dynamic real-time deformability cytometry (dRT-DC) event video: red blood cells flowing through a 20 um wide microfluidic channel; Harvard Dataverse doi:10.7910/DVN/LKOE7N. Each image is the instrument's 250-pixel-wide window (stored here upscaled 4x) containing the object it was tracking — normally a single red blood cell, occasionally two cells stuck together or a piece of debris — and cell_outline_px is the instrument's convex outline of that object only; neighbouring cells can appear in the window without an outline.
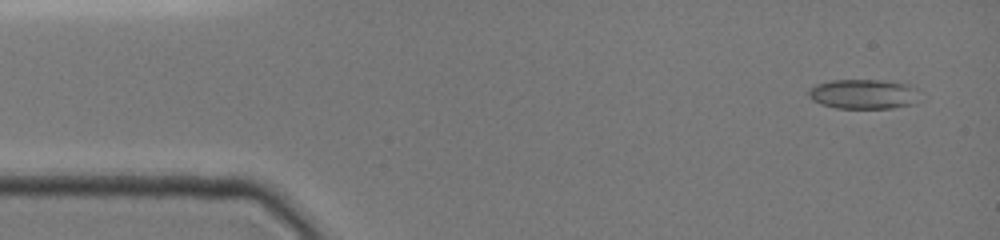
{"species": "common noctule bat (a hibernating species)", "species_latin": "Nyctalus noctula", "temperature_condition": "cold", "stored_images_in_passage": 46, "camera_frame_rate_fps": 3000, "um_per_image_px": 0.085, "animal": {"sex": "female", "body_mass_g": 19.0, "forearm_length_mm": 51.5}, "frame": {"image": 1, "passage_image": 1, "time_ms": 0.0, "image_size_px": [1000, 240], "cell_outline_px": [[908, 104], [892, 108], [836, 108], [820, 104], [808, 96], [808, 92], [812, 88], [820, 84], [836, 80], [876, 80], [900, 84], [904, 88]], "centroid_in_image_um": [73.04, 8.02], "position_along_channel_um": 12.0, "area_um2": 17.22}}
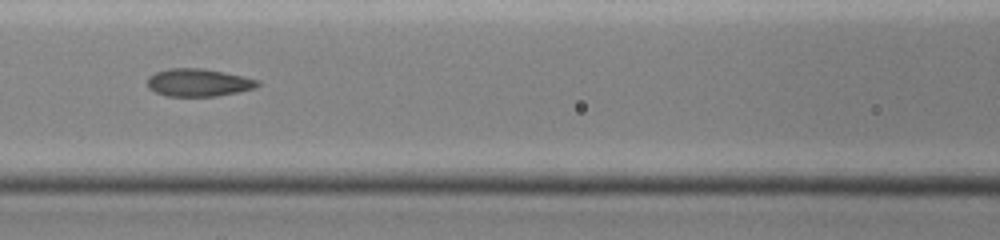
{"frame": {"image": 2, "passage_image": 19, "time_ms": 6.0, "image_size_px": [1000, 240], "cell_outline_px": [[260, 84], [252, 88], [236, 92], [216, 96], [168, 96], [156, 92], [148, 88], [148, 76], [156, 72], [168, 68], [200, 68], [240, 76], [256, 80]], "centroid_in_image_um": [16.78, 7.02], "position_along_channel_um": 149.8, "area_um2": 17.34}}
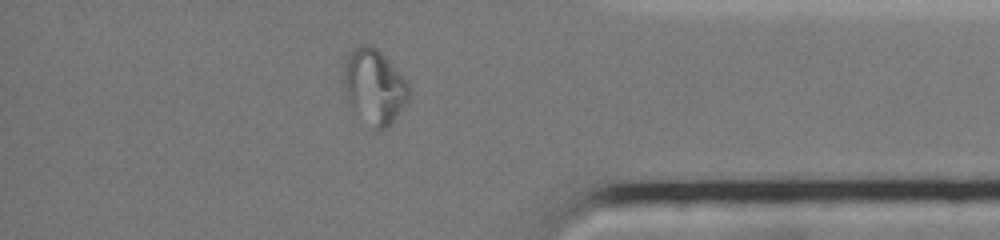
{"frame": {"image": 3, "passage_image": 39, "time_ms": 12.667, "image_size_px": [1000, 240], "cell_outline_px": [[412, 92], [404, 104], [392, 120], [380, 132], [376, 132], [372, 128], [348, 100], [344, 84], [344, 80], [348, 60], [352, 48], [360, 44], [372, 44], [380, 52], [408, 84]], "centroid_in_image_um": [31.83, 7.35], "position_along_channel_um": 403.4, "area_um2": 27.17}}